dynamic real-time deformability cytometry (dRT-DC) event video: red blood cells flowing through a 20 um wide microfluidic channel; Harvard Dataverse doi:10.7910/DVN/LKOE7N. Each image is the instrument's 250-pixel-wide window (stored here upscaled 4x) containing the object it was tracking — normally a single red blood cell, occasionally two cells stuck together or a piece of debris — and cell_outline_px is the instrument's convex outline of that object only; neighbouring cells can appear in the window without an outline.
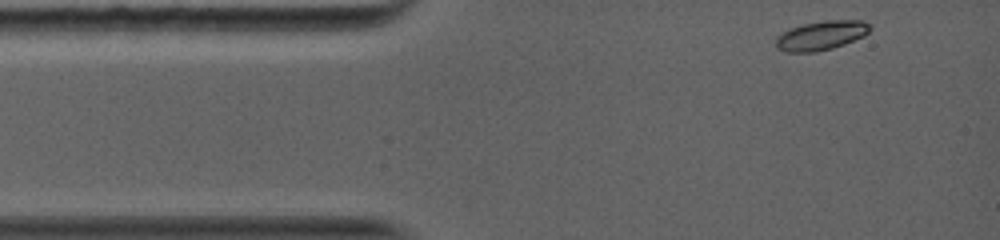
{"species": "common noctule bat (a hibernating species)", "species_latin": "Nyctalus noctula", "temperature_condition": "warm", "stored_images_in_passage": 14, "camera_frame_rate_fps": 5000, "um_per_image_px": 0.085, "animal": {"sex": "female", "body_mass_g": 19.0, "forearm_length_mm": 56.7}, "frame": {"image": 1, "passage_image": 1, "time_ms": 0.0, "image_size_px": [1000, 240], "cell_outline_px": [[872, 28], [864, 36], [844, 44], [832, 48], [816, 52], [784, 52], [776, 48], [776, 36], [788, 28], [804, 24], [824, 20], [864, 20]], "centroid_in_image_um": [69.78, 3.01], "position_along_channel_um": 15.2, "area_um2": 16.18}}
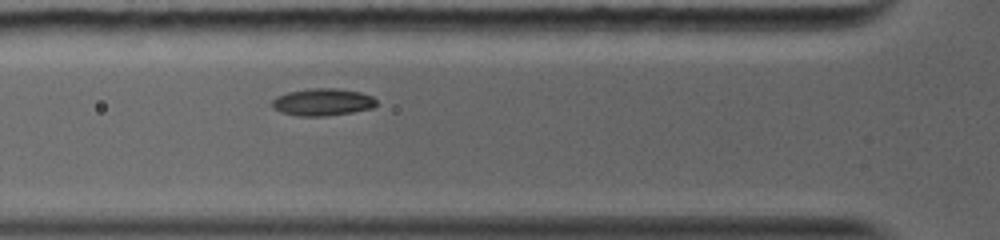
{"frame": {"image": 2, "passage_image": 10, "time_ms": 3.2, "image_size_px": [1000, 240], "cell_outline_px": [[376, 104], [372, 108], [352, 112], [324, 116], [296, 116], [280, 112], [272, 108], [272, 100], [276, 96], [288, 92], [312, 88], [336, 88], [360, 92], [372, 96], [376, 100]], "centroid_in_image_um": [27.39, 8.68], "position_along_channel_um": 98.4, "area_um2": 16.59}}
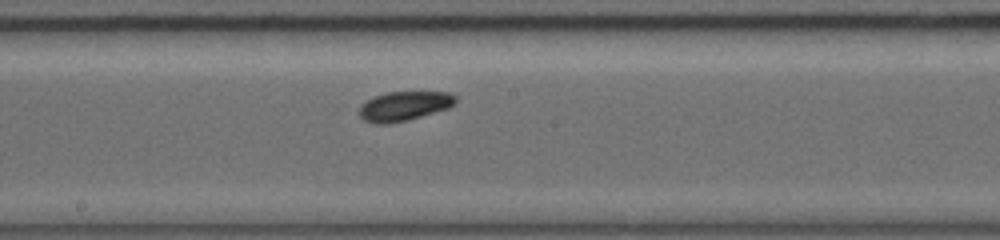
{"frame": {"image": 3, "passage_image": 14, "time_ms": 6.0, "image_size_px": [1000, 240], "cell_outline_px": [[456, 104], [448, 108], [408, 120], [388, 124], [376, 124], [364, 120], [356, 112], [360, 104], [364, 100], [372, 96], [388, 92], [452, 92], [456, 96]], "centroid_in_image_um": [34.3, 9.01], "position_along_channel_um": 213.9, "area_um2": 16.88}}